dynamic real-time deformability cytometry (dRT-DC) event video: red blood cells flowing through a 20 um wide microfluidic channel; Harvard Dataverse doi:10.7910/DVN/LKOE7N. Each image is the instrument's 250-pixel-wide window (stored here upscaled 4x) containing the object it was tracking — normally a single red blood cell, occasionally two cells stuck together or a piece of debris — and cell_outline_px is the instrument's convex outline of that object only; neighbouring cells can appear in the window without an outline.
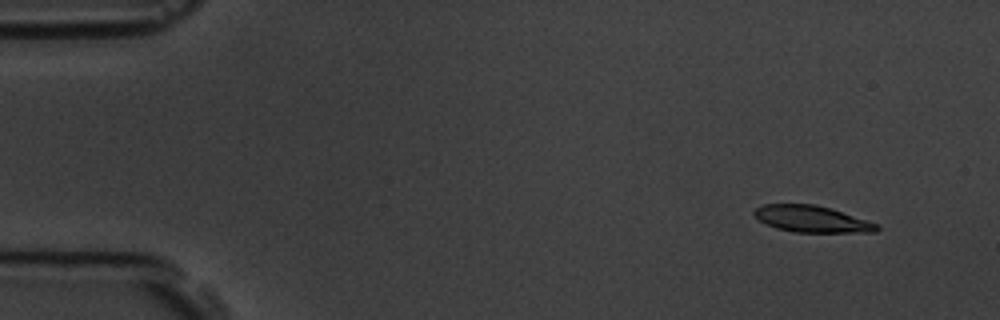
{"species": "common noctule bat (a hibernating species)", "species_latin": "Nyctalus noctula", "temperature_condition": "room temperature", "stored_images_in_passage": 5, "camera_frame_rate_fps": 3000, "um_per_image_px": 0.085, "animal": {"sex": "male", "body_mass_g": 19.5, "forearm_length_mm": 54.6}, "frame": {"image": 1, "passage_image": 2, "time_ms": 1.333, "image_size_px": [1000, 320], "cell_outline_px": [[880, 228], [876, 232], [796, 232], [776, 228], [760, 220], [752, 212], [756, 208], [764, 204], [816, 204], [876, 224]], "centroid_in_image_um": [68.95, 18.61], "position_along_channel_um": 16.0, "area_um2": 18.44}}
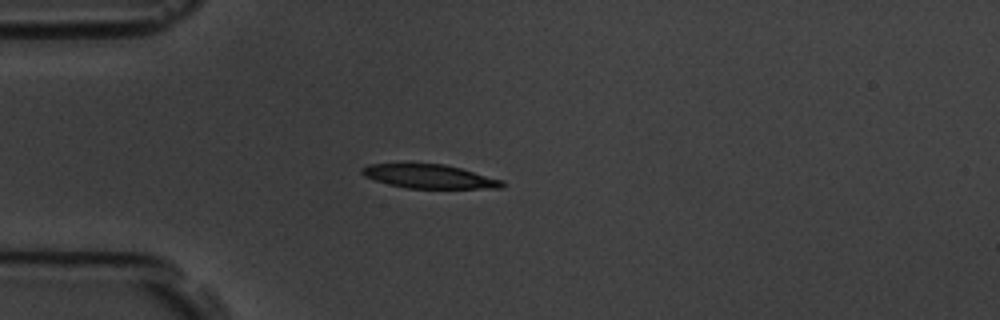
{"frame": {"image": 2, "passage_image": 5, "time_ms": 4.667, "image_size_px": [1000, 320], "cell_outline_px": [[504, 188], [404, 188], [388, 184], [364, 176], [360, 172], [360, 168], [368, 164], [444, 164], [460, 168], [504, 180]], "centroid_in_image_um": [36.49, 15.0], "position_along_channel_um": 48.5, "area_um2": 19.42}}